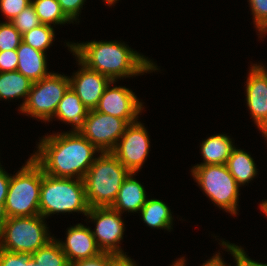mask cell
Returning <instances> with one entry per match:
<instances>
[{"label":"cell","instance_id":"cell-11","mask_svg":"<svg viewBox=\"0 0 267 266\" xmlns=\"http://www.w3.org/2000/svg\"><path fill=\"white\" fill-rule=\"evenodd\" d=\"M149 134L139 121L129 124L118 140L112 154L131 173H137L149 154Z\"/></svg>","mask_w":267,"mask_h":266},{"label":"cell","instance_id":"cell-5","mask_svg":"<svg viewBox=\"0 0 267 266\" xmlns=\"http://www.w3.org/2000/svg\"><path fill=\"white\" fill-rule=\"evenodd\" d=\"M41 166L30 157L24 166L11 176L5 201L7 217L39 214Z\"/></svg>","mask_w":267,"mask_h":266},{"label":"cell","instance_id":"cell-36","mask_svg":"<svg viewBox=\"0 0 267 266\" xmlns=\"http://www.w3.org/2000/svg\"><path fill=\"white\" fill-rule=\"evenodd\" d=\"M185 258H179L177 259L172 265L173 266H185ZM201 266H227L226 263L222 260V257L220 256V252L216 253L211 259H208L205 263H203Z\"/></svg>","mask_w":267,"mask_h":266},{"label":"cell","instance_id":"cell-37","mask_svg":"<svg viewBox=\"0 0 267 266\" xmlns=\"http://www.w3.org/2000/svg\"><path fill=\"white\" fill-rule=\"evenodd\" d=\"M108 266H138L128 255H117Z\"/></svg>","mask_w":267,"mask_h":266},{"label":"cell","instance_id":"cell-13","mask_svg":"<svg viewBox=\"0 0 267 266\" xmlns=\"http://www.w3.org/2000/svg\"><path fill=\"white\" fill-rule=\"evenodd\" d=\"M77 61L81 67L80 70L73 73V77H69L70 87L89 110H94L112 80L97 71L89 69L79 59Z\"/></svg>","mask_w":267,"mask_h":266},{"label":"cell","instance_id":"cell-9","mask_svg":"<svg viewBox=\"0 0 267 266\" xmlns=\"http://www.w3.org/2000/svg\"><path fill=\"white\" fill-rule=\"evenodd\" d=\"M128 125L124 119L94 109L78 131L101 152H111Z\"/></svg>","mask_w":267,"mask_h":266},{"label":"cell","instance_id":"cell-24","mask_svg":"<svg viewBox=\"0 0 267 266\" xmlns=\"http://www.w3.org/2000/svg\"><path fill=\"white\" fill-rule=\"evenodd\" d=\"M30 256L39 266H70L57 239L54 238Z\"/></svg>","mask_w":267,"mask_h":266},{"label":"cell","instance_id":"cell-3","mask_svg":"<svg viewBox=\"0 0 267 266\" xmlns=\"http://www.w3.org/2000/svg\"><path fill=\"white\" fill-rule=\"evenodd\" d=\"M130 173L112 152H101L83 178L89 207H111Z\"/></svg>","mask_w":267,"mask_h":266},{"label":"cell","instance_id":"cell-20","mask_svg":"<svg viewBox=\"0 0 267 266\" xmlns=\"http://www.w3.org/2000/svg\"><path fill=\"white\" fill-rule=\"evenodd\" d=\"M33 82L23 74L16 71L0 72V98L14 99L24 98L21 109L28 97Z\"/></svg>","mask_w":267,"mask_h":266},{"label":"cell","instance_id":"cell-2","mask_svg":"<svg viewBox=\"0 0 267 266\" xmlns=\"http://www.w3.org/2000/svg\"><path fill=\"white\" fill-rule=\"evenodd\" d=\"M66 44L76 59L112 81L159 70L148 57L118 41L94 40L87 43Z\"/></svg>","mask_w":267,"mask_h":266},{"label":"cell","instance_id":"cell-40","mask_svg":"<svg viewBox=\"0 0 267 266\" xmlns=\"http://www.w3.org/2000/svg\"><path fill=\"white\" fill-rule=\"evenodd\" d=\"M262 72H263V74L267 77V69L265 68V66H262V64L261 65H257V64H255Z\"/></svg>","mask_w":267,"mask_h":266},{"label":"cell","instance_id":"cell-6","mask_svg":"<svg viewBox=\"0 0 267 266\" xmlns=\"http://www.w3.org/2000/svg\"><path fill=\"white\" fill-rule=\"evenodd\" d=\"M44 220L40 214L8 217L0 232V248L31 255L54 238Z\"/></svg>","mask_w":267,"mask_h":266},{"label":"cell","instance_id":"cell-29","mask_svg":"<svg viewBox=\"0 0 267 266\" xmlns=\"http://www.w3.org/2000/svg\"><path fill=\"white\" fill-rule=\"evenodd\" d=\"M30 254L10 252L0 248V266H33Z\"/></svg>","mask_w":267,"mask_h":266},{"label":"cell","instance_id":"cell-7","mask_svg":"<svg viewBox=\"0 0 267 266\" xmlns=\"http://www.w3.org/2000/svg\"><path fill=\"white\" fill-rule=\"evenodd\" d=\"M192 176L203 192L219 208L237 215L239 185L226 164L195 165Z\"/></svg>","mask_w":267,"mask_h":266},{"label":"cell","instance_id":"cell-32","mask_svg":"<svg viewBox=\"0 0 267 266\" xmlns=\"http://www.w3.org/2000/svg\"><path fill=\"white\" fill-rule=\"evenodd\" d=\"M61 6L62 11L72 21L79 20V13L83 9L86 0H57Z\"/></svg>","mask_w":267,"mask_h":266},{"label":"cell","instance_id":"cell-19","mask_svg":"<svg viewBox=\"0 0 267 266\" xmlns=\"http://www.w3.org/2000/svg\"><path fill=\"white\" fill-rule=\"evenodd\" d=\"M200 146L204 162L197 165L226 164L235 148L232 139L226 134L210 136Z\"/></svg>","mask_w":267,"mask_h":266},{"label":"cell","instance_id":"cell-38","mask_svg":"<svg viewBox=\"0 0 267 266\" xmlns=\"http://www.w3.org/2000/svg\"><path fill=\"white\" fill-rule=\"evenodd\" d=\"M5 203H0V232L2 230L3 225L5 224L7 220V215L5 212Z\"/></svg>","mask_w":267,"mask_h":266},{"label":"cell","instance_id":"cell-17","mask_svg":"<svg viewBox=\"0 0 267 266\" xmlns=\"http://www.w3.org/2000/svg\"><path fill=\"white\" fill-rule=\"evenodd\" d=\"M133 176L135 173H130L124 180L111 206L120 214H123L124 211L133 213L140 211L148 199L143 185Z\"/></svg>","mask_w":267,"mask_h":266},{"label":"cell","instance_id":"cell-18","mask_svg":"<svg viewBox=\"0 0 267 266\" xmlns=\"http://www.w3.org/2000/svg\"><path fill=\"white\" fill-rule=\"evenodd\" d=\"M89 109L81 102V99L69 87L63 98L58 103L54 117L64 123L71 124L72 131H78L87 117Z\"/></svg>","mask_w":267,"mask_h":266},{"label":"cell","instance_id":"cell-25","mask_svg":"<svg viewBox=\"0 0 267 266\" xmlns=\"http://www.w3.org/2000/svg\"><path fill=\"white\" fill-rule=\"evenodd\" d=\"M55 32L52 25L41 24L30 31L22 34V42L41 52H46L53 40Z\"/></svg>","mask_w":267,"mask_h":266},{"label":"cell","instance_id":"cell-1","mask_svg":"<svg viewBox=\"0 0 267 266\" xmlns=\"http://www.w3.org/2000/svg\"><path fill=\"white\" fill-rule=\"evenodd\" d=\"M37 151L31 156L45 174L54 177L84 178L101 153L79 131L51 134L39 140Z\"/></svg>","mask_w":267,"mask_h":266},{"label":"cell","instance_id":"cell-14","mask_svg":"<svg viewBox=\"0 0 267 266\" xmlns=\"http://www.w3.org/2000/svg\"><path fill=\"white\" fill-rule=\"evenodd\" d=\"M246 81V103L257 128L267 134V77L251 65Z\"/></svg>","mask_w":267,"mask_h":266},{"label":"cell","instance_id":"cell-42","mask_svg":"<svg viewBox=\"0 0 267 266\" xmlns=\"http://www.w3.org/2000/svg\"><path fill=\"white\" fill-rule=\"evenodd\" d=\"M33 266H39V263H36L35 261H34V265Z\"/></svg>","mask_w":267,"mask_h":266},{"label":"cell","instance_id":"cell-4","mask_svg":"<svg viewBox=\"0 0 267 266\" xmlns=\"http://www.w3.org/2000/svg\"><path fill=\"white\" fill-rule=\"evenodd\" d=\"M89 209L82 179L54 177L41 167L39 214L43 218L66 212L86 215Z\"/></svg>","mask_w":267,"mask_h":266},{"label":"cell","instance_id":"cell-41","mask_svg":"<svg viewBox=\"0 0 267 266\" xmlns=\"http://www.w3.org/2000/svg\"><path fill=\"white\" fill-rule=\"evenodd\" d=\"M105 1V3H107L108 4V6L110 5H113L114 3H116L118 0H104Z\"/></svg>","mask_w":267,"mask_h":266},{"label":"cell","instance_id":"cell-34","mask_svg":"<svg viewBox=\"0 0 267 266\" xmlns=\"http://www.w3.org/2000/svg\"><path fill=\"white\" fill-rule=\"evenodd\" d=\"M117 255L102 252L96 257L78 260L70 264V266H108V264L116 257Z\"/></svg>","mask_w":267,"mask_h":266},{"label":"cell","instance_id":"cell-35","mask_svg":"<svg viewBox=\"0 0 267 266\" xmlns=\"http://www.w3.org/2000/svg\"><path fill=\"white\" fill-rule=\"evenodd\" d=\"M1 166L0 163V203H5L11 175H9Z\"/></svg>","mask_w":267,"mask_h":266},{"label":"cell","instance_id":"cell-16","mask_svg":"<svg viewBox=\"0 0 267 266\" xmlns=\"http://www.w3.org/2000/svg\"><path fill=\"white\" fill-rule=\"evenodd\" d=\"M18 56L17 71L36 82L51 74L47 72L46 54L32 48L30 45L21 42L16 49Z\"/></svg>","mask_w":267,"mask_h":266},{"label":"cell","instance_id":"cell-30","mask_svg":"<svg viewBox=\"0 0 267 266\" xmlns=\"http://www.w3.org/2000/svg\"><path fill=\"white\" fill-rule=\"evenodd\" d=\"M223 248L227 249L228 252L234 257L236 266H267V263H259L257 261L252 260L244 251L241 246L226 242L224 240L221 241Z\"/></svg>","mask_w":267,"mask_h":266},{"label":"cell","instance_id":"cell-39","mask_svg":"<svg viewBox=\"0 0 267 266\" xmlns=\"http://www.w3.org/2000/svg\"><path fill=\"white\" fill-rule=\"evenodd\" d=\"M260 210L267 216V200L260 203Z\"/></svg>","mask_w":267,"mask_h":266},{"label":"cell","instance_id":"cell-12","mask_svg":"<svg viewBox=\"0 0 267 266\" xmlns=\"http://www.w3.org/2000/svg\"><path fill=\"white\" fill-rule=\"evenodd\" d=\"M115 82L112 81L106 87L95 110L124 119L128 124L137 122L138 115L144 108L143 103L129 88L122 86L110 88Z\"/></svg>","mask_w":267,"mask_h":266},{"label":"cell","instance_id":"cell-21","mask_svg":"<svg viewBox=\"0 0 267 266\" xmlns=\"http://www.w3.org/2000/svg\"><path fill=\"white\" fill-rule=\"evenodd\" d=\"M226 166L239 186L249 183L258 174L251 155L236 147L232 150Z\"/></svg>","mask_w":267,"mask_h":266},{"label":"cell","instance_id":"cell-10","mask_svg":"<svg viewBox=\"0 0 267 266\" xmlns=\"http://www.w3.org/2000/svg\"><path fill=\"white\" fill-rule=\"evenodd\" d=\"M85 216L96 223L91 232L102 252L126 255L119 246L125 231L122 214L111 207H91Z\"/></svg>","mask_w":267,"mask_h":266},{"label":"cell","instance_id":"cell-26","mask_svg":"<svg viewBox=\"0 0 267 266\" xmlns=\"http://www.w3.org/2000/svg\"><path fill=\"white\" fill-rule=\"evenodd\" d=\"M10 22L21 34L42 24L32 4L28 5Z\"/></svg>","mask_w":267,"mask_h":266},{"label":"cell","instance_id":"cell-43","mask_svg":"<svg viewBox=\"0 0 267 266\" xmlns=\"http://www.w3.org/2000/svg\"><path fill=\"white\" fill-rule=\"evenodd\" d=\"M263 137L266 138V140H267V134H263Z\"/></svg>","mask_w":267,"mask_h":266},{"label":"cell","instance_id":"cell-22","mask_svg":"<svg viewBox=\"0 0 267 266\" xmlns=\"http://www.w3.org/2000/svg\"><path fill=\"white\" fill-rule=\"evenodd\" d=\"M147 226L155 229H172V212L170 208L158 199H147L145 205L139 211Z\"/></svg>","mask_w":267,"mask_h":266},{"label":"cell","instance_id":"cell-28","mask_svg":"<svg viewBox=\"0 0 267 266\" xmlns=\"http://www.w3.org/2000/svg\"><path fill=\"white\" fill-rule=\"evenodd\" d=\"M253 15V22L262 38L267 33V0H248Z\"/></svg>","mask_w":267,"mask_h":266},{"label":"cell","instance_id":"cell-15","mask_svg":"<svg viewBox=\"0 0 267 266\" xmlns=\"http://www.w3.org/2000/svg\"><path fill=\"white\" fill-rule=\"evenodd\" d=\"M66 242L59 241L69 264L78 260L93 258L102 253L98 248L91 229L78 223L67 230Z\"/></svg>","mask_w":267,"mask_h":266},{"label":"cell","instance_id":"cell-8","mask_svg":"<svg viewBox=\"0 0 267 266\" xmlns=\"http://www.w3.org/2000/svg\"><path fill=\"white\" fill-rule=\"evenodd\" d=\"M69 87L68 76L53 72L49 76L33 82L28 97L19 111L37 120L49 122L52 118L54 119L58 103Z\"/></svg>","mask_w":267,"mask_h":266},{"label":"cell","instance_id":"cell-27","mask_svg":"<svg viewBox=\"0 0 267 266\" xmlns=\"http://www.w3.org/2000/svg\"><path fill=\"white\" fill-rule=\"evenodd\" d=\"M22 42V34L11 22L0 23V51L17 49Z\"/></svg>","mask_w":267,"mask_h":266},{"label":"cell","instance_id":"cell-33","mask_svg":"<svg viewBox=\"0 0 267 266\" xmlns=\"http://www.w3.org/2000/svg\"><path fill=\"white\" fill-rule=\"evenodd\" d=\"M17 65L16 49L0 51V72L16 71Z\"/></svg>","mask_w":267,"mask_h":266},{"label":"cell","instance_id":"cell-23","mask_svg":"<svg viewBox=\"0 0 267 266\" xmlns=\"http://www.w3.org/2000/svg\"><path fill=\"white\" fill-rule=\"evenodd\" d=\"M31 4L42 24L61 25L72 22L62 11L57 0H32Z\"/></svg>","mask_w":267,"mask_h":266},{"label":"cell","instance_id":"cell-31","mask_svg":"<svg viewBox=\"0 0 267 266\" xmlns=\"http://www.w3.org/2000/svg\"><path fill=\"white\" fill-rule=\"evenodd\" d=\"M30 4L31 0H0V10L10 22Z\"/></svg>","mask_w":267,"mask_h":266}]
</instances>
